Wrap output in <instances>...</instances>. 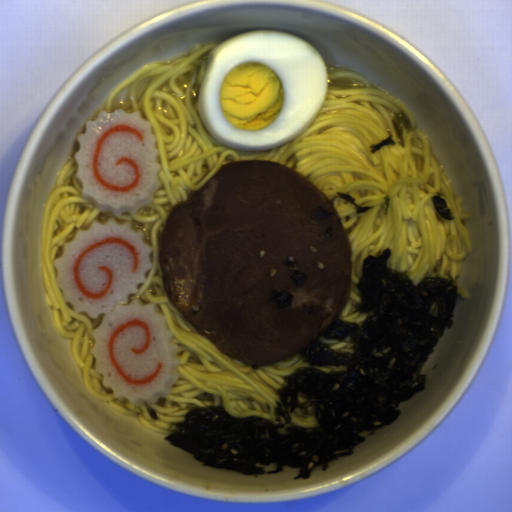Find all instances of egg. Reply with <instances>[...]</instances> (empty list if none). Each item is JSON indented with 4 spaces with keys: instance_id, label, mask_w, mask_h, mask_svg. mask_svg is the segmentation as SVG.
Returning a JSON list of instances; mask_svg holds the SVG:
<instances>
[{
    "instance_id": "d2b9013d",
    "label": "egg",
    "mask_w": 512,
    "mask_h": 512,
    "mask_svg": "<svg viewBox=\"0 0 512 512\" xmlns=\"http://www.w3.org/2000/svg\"><path fill=\"white\" fill-rule=\"evenodd\" d=\"M328 90L327 66L311 43L280 30L248 31L207 54L197 112L216 141L265 151L301 136Z\"/></svg>"
}]
</instances>
